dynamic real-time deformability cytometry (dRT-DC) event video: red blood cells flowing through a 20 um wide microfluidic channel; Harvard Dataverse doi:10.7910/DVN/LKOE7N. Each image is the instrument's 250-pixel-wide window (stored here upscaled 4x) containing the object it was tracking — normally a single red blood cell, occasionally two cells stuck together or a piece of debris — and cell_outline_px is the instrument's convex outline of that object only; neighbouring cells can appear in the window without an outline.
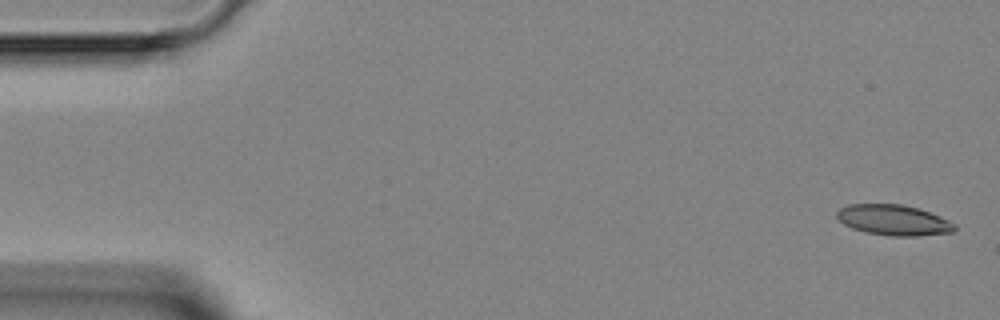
{"species": "Egyptian fruit bat (a non-hibernating species)", "species_latin": "Rousettus aegyptiacus", "temperature_condition": "room temperature", "stored_images_in_passage": 4, "camera_frame_rate_fps": 3000, "um_per_image_px": 0.085, "animal": {"sex": "female"}, "frame": {"image": 1, "passage_image": 1, "time_ms": 0.0, "image_size_px": [1000, 320], "cell_outline_px": [[956, 232], [916, 236], [892, 236], [864, 232], [852, 228], [844, 224], [836, 216], [836, 212], [840, 208], [848, 204], [900, 204], [916, 208], [940, 216], [956, 224]], "centroid_in_image_um": [75.96, 18.71], "position_along_channel_um": 9.0, "area_um2": 20.98}}
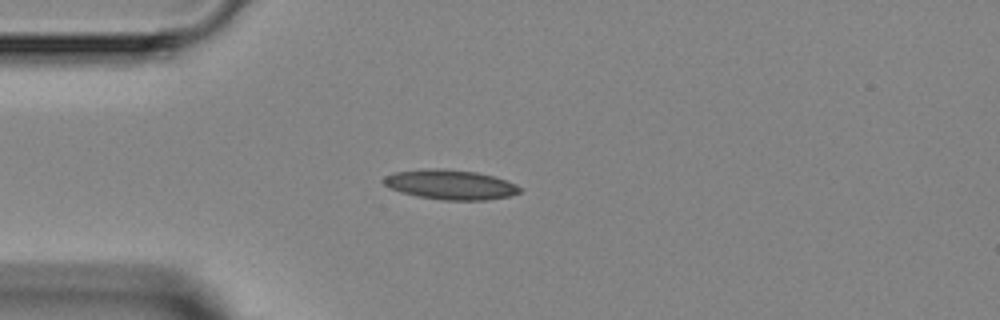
{"frame": {"image": 2, "passage_image": 4, "time_ms": 3.667, "image_size_px": [1000, 320], "cell_outline_px": [[520, 192], [508, 196], [484, 200], [444, 200], [416, 196], [400, 192], [384, 184], [380, 180], [384, 176], [392, 172], [424, 168], [444, 168], [476, 172], [492, 176], [516, 184], [520, 188]], "centroid_in_image_um": [38.2, 15.68], "position_along_channel_um": 46.8, "area_um2": 23.64}}